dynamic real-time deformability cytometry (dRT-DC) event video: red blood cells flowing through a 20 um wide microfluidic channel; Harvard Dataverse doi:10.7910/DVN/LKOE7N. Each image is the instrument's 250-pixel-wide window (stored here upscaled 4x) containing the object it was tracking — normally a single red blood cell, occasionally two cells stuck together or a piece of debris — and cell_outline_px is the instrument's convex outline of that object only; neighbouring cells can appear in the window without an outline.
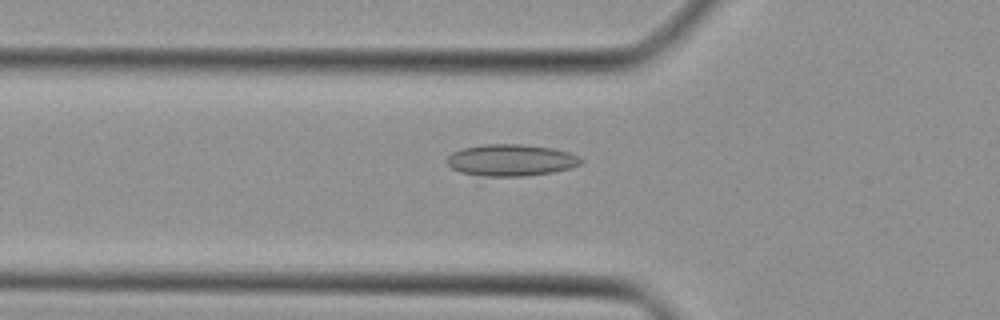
{"species": "Egyptian fruit bat (a non-hibernating species)", "species_latin": "Rousettus aegyptiacus", "temperature_condition": "cold", "stored_images_in_passage": 29, "camera_frame_rate_fps": 3000, "um_per_image_px": 0.085, "animal": {"sex": "female"}, "frame": {"image": 1, "passage_image": 12, "time_ms": 3.667, "image_size_px": [1000, 320], "cell_outline_px": [[584, 160], [580, 164], [572, 168], [552, 172], [524, 176], [484, 176], [460, 172], [452, 168], [448, 164], [448, 156], [452, 152], [464, 148], [484, 144], [520, 144], [552, 148], [568, 152], [580, 156]], "centroid_in_image_um": [43.47, 13.61], "position_along_channel_um": 82.3, "area_um2": 24.68}}
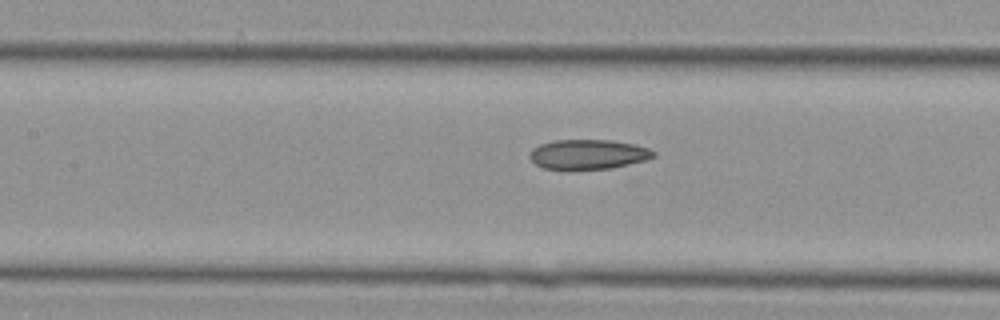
{"frame": {"image": 2, "passage_image": 17, "time_ms": 5.333, "image_size_px": [1000, 320], "cell_outline_px": [[656, 156], [648, 160], [612, 168], [544, 168], [536, 164], [528, 156], [532, 148], [540, 144], [552, 140], [612, 140], [636, 144], [648, 148], [656, 152]], "centroid_in_image_um": [50.04, 13.09], "position_along_channel_um": 157.4, "area_um2": 21.39}}
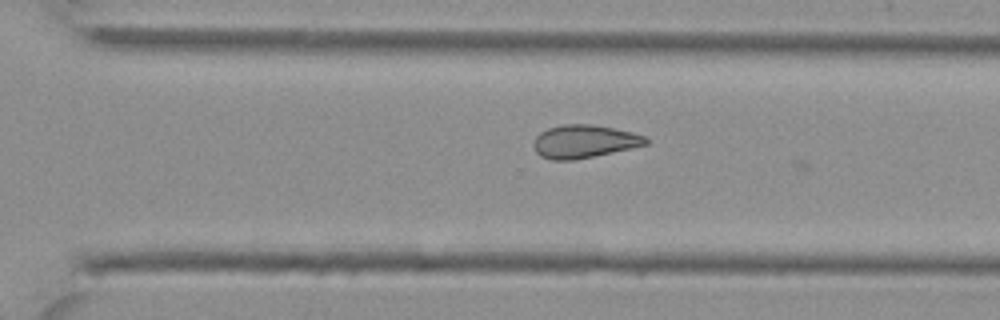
{"frame": {"image": 3, "passage_image": 28, "time_ms": 9.0, "image_size_px": [1000, 320], "cell_outline_px": [[648, 144], [632, 148], [572, 160], [552, 160], [540, 156], [536, 152], [532, 144], [536, 136], [540, 132], [548, 128], [560, 124], [592, 124], [632, 132], [644, 136], [648, 140]], "centroid_in_image_um": [49.61, 12.01], "position_along_channel_um": 321.0, "area_um2": 21.56}}